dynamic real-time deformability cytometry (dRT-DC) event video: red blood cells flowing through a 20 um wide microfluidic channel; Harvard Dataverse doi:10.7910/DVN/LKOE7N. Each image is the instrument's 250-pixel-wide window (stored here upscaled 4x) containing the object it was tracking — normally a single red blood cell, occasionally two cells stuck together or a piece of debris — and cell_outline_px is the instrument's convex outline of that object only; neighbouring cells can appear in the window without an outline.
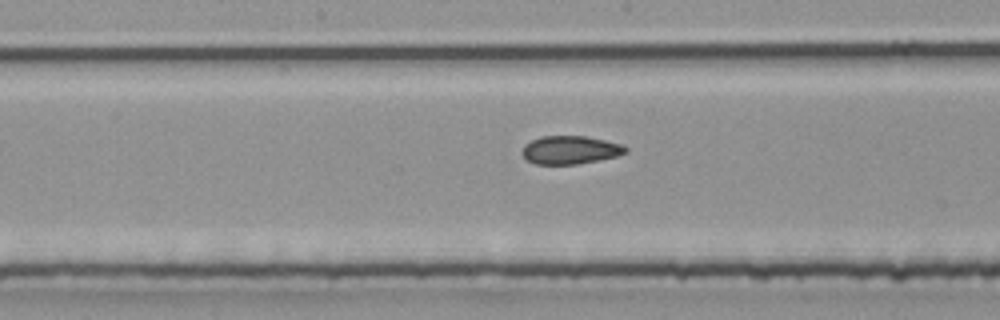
{"species": "common noctule bat (a hibernating species)", "species_latin": "Nyctalus noctula", "temperature_condition": "room temperature", "stored_images_in_passage": 18, "camera_frame_rate_fps": 3000, "um_per_image_px": 0.085, "animal": {"sex": "male", "body_mass_g": 20.4}, "frame": {"image": 1, "passage_image": 16, "time_ms": 5.0, "image_size_px": [1000, 320], "cell_outline_px": [[628, 152], [616, 156], [600, 160], [576, 164], [536, 164], [524, 160], [520, 152], [524, 144], [540, 136], [584, 136], [624, 144], [628, 148]], "centroid_in_image_um": [48.44, 12.75], "position_along_channel_um": 199.8, "area_um2": 17.28}}